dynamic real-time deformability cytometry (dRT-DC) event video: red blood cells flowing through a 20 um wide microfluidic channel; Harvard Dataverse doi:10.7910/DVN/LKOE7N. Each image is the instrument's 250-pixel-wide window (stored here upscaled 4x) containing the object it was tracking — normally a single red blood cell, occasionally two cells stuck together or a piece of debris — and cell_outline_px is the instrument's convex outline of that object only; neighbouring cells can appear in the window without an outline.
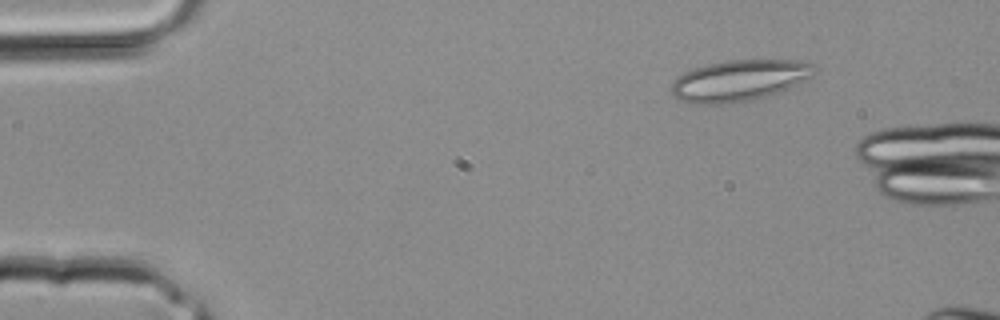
{"species": "common noctule bat (a hibernating species)", "species_latin": "Nyctalus noctula", "temperature_condition": "room temperature", "stored_images_in_passage": 2, "camera_frame_rate_fps": 3000, "um_per_image_px": 0.085, "animal": {"sex": "male", "body_mass_g": 20.4}, "frame": {"image": 1, "passage_image": 1, "time_ms": 0.0, "image_size_px": [1000, 320], "cell_outline_px": [[816, 72], [812, 76], [788, 88], [768, 96], [752, 100], [724, 104], [688, 104], [672, 96], [672, 84], [684, 72], [708, 64], [724, 60], [804, 60], [812, 64], [816, 68]], "centroid_in_image_um": [62.85, 6.85], "position_along_channel_um": 22.2, "area_um2": 34.33}}